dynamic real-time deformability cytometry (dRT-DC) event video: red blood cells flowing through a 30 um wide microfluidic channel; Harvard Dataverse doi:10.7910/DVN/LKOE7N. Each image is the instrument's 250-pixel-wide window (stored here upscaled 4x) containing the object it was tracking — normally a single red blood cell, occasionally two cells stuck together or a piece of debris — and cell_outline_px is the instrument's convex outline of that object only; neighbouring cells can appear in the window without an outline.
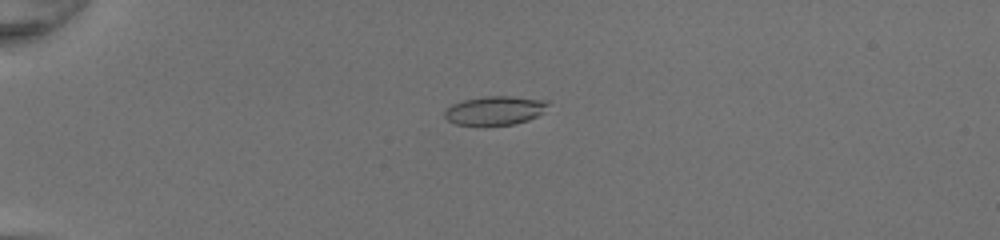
{"species": "common noctule bat (a hibernating species)", "species_latin": "Nyctalus noctula", "temperature_condition": "room temperature", "stored_images_in_passage": 46, "camera_frame_rate_fps": 3000, "um_per_image_px": 0.085, "animal": {"sex": "female", "body_mass_g": 20.0, "forearm_length_mm": 54.0}, "frame": {"image": 1, "passage_image": 10, "time_ms": 3.0, "image_size_px": [1000, 240], "cell_outline_px": [[548, 104], [536, 116], [528, 120], [512, 124], [456, 124], [448, 120], [444, 116], [444, 112], [452, 104], [464, 100], [484, 96], [512, 96], [548, 100]], "centroid_in_image_um": [42.05, 9.37], "position_along_channel_um": 42.9, "area_um2": 16.94}}
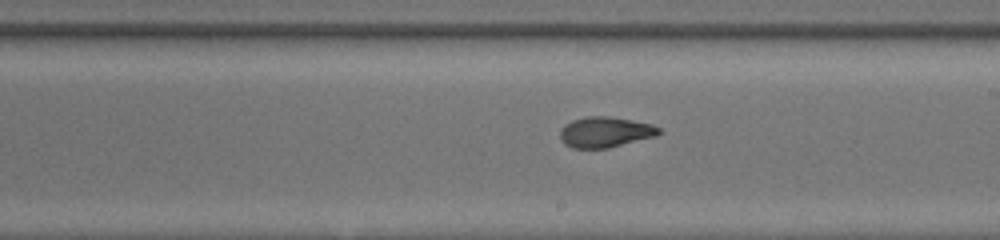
{"frame": {"image": 2, "passage_image": 27, "time_ms": 8.667, "image_size_px": [1000, 240], "cell_outline_px": [[660, 132], [656, 136], [608, 148], [572, 148], [564, 144], [560, 140], [560, 128], [564, 124], [572, 120], [584, 116], [608, 116], [652, 124], [660, 128]], "centroid_in_image_um": [51.39, 11.22], "position_along_channel_um": 237.6, "area_um2": 17.69}}
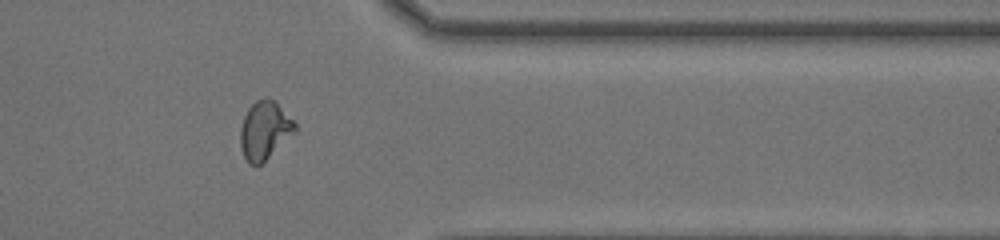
{"frame": {"image": 3, "passage_image": 38, "time_ms": 12.333, "image_size_px": [1000, 240], "cell_outline_px": [[296, 132], [256, 168], [248, 164], [244, 156], [240, 144], [240, 128], [244, 116], [248, 108], [256, 100], [268, 96], [296, 124]], "centroid_in_image_um": [22.46, 11.11], "position_along_channel_um": 388.9, "area_um2": 18.38}, "authors_computed_cell_mechanics": {"area_um2": 17.918, "velocity_mm_per_s": 4.3027, "shape_relaxation_time_tau1_ms": 7.3806, "shape_relaxation_time_tau2_ms": 1.1329, "deformation_change_tau1": 0.2638, "deformation_change_tau2": 0.0773}}